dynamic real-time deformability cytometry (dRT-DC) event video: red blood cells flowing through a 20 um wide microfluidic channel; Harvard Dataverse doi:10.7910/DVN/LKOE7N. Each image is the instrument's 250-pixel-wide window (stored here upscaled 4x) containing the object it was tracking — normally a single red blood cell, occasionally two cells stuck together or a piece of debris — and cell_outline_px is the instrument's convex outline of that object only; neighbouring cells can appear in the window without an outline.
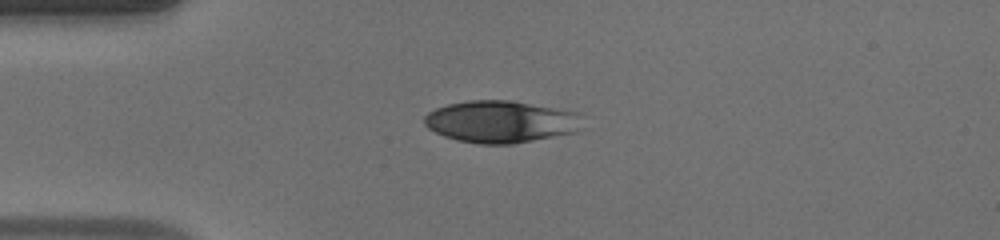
{"species": "human", "species_latin": "Homo sapiens", "temperature_condition": "warm", "stored_images_in_passage": 38, "camera_frame_rate_fps": 3000, "um_per_image_px": 0.085, "donor": {"sex": "male"}, "frame": {"image": 1, "passage_image": 1, "time_ms": 0.0, "image_size_px": [1000, 240], "cell_outline_px": [[576, 132], [512, 144], [480, 144], [456, 140], [444, 136], [428, 128], [424, 124], [424, 116], [428, 112], [436, 108], [448, 104], [468, 100], [508, 100], [576, 112]], "centroid_in_image_um": [42.44, 10.35], "position_along_channel_um": 42.6, "area_um2": 38.03}}
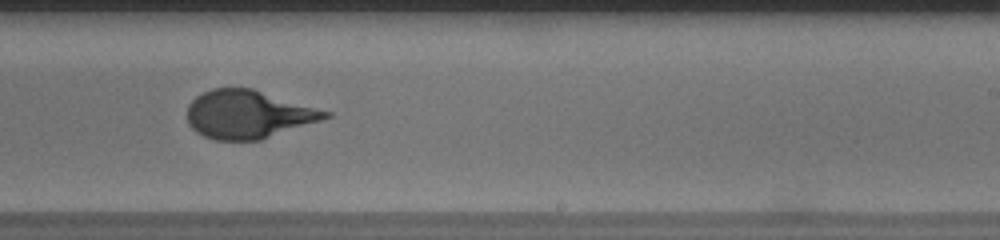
{"frame": {"image": 2, "passage_image": 19, "time_ms": 6.0, "image_size_px": [1000, 240], "cell_outline_px": [[332, 116], [260, 140], [216, 140], [204, 136], [196, 132], [188, 124], [188, 104], [196, 96], [212, 88], [252, 88], [332, 112]], "centroid_in_image_um": [21.08, 9.71], "position_along_channel_um": 267.9, "area_um2": 38.55}}
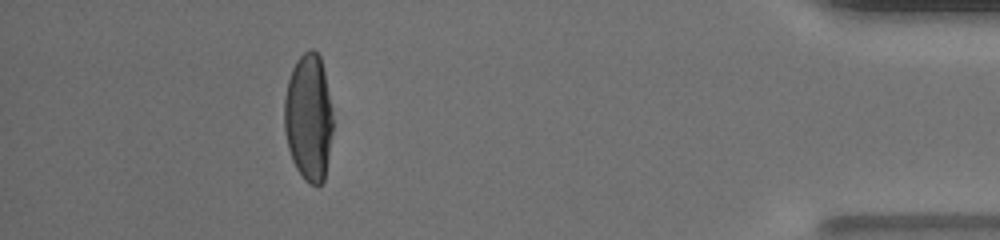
{"frame": {"image": 3, "passage_image": 33, "time_ms": 10.667, "image_size_px": [1000, 240], "cell_outline_px": [[332, 132], [324, 180], [316, 188], [308, 184], [304, 180], [296, 168], [292, 160], [288, 148], [284, 128], [284, 96], [288, 80], [292, 68], [296, 60], [308, 48], [312, 48], [320, 56], [324, 72], [332, 108]], "centroid_in_image_um": [26.22, 10.0], "position_along_channel_um": 409.0, "area_um2": 36.24}, "authors_computed_cell_mechanics": {"area_um2": 39.1017, "velocity_mm_per_s": 4.1684, "shape_relaxation_time_tau1_ms": 5.3088, "shape_relaxation_time_tau2_ms": null, "deformation_change_tau1": 0.2594, "deformation_change_tau2": null}}